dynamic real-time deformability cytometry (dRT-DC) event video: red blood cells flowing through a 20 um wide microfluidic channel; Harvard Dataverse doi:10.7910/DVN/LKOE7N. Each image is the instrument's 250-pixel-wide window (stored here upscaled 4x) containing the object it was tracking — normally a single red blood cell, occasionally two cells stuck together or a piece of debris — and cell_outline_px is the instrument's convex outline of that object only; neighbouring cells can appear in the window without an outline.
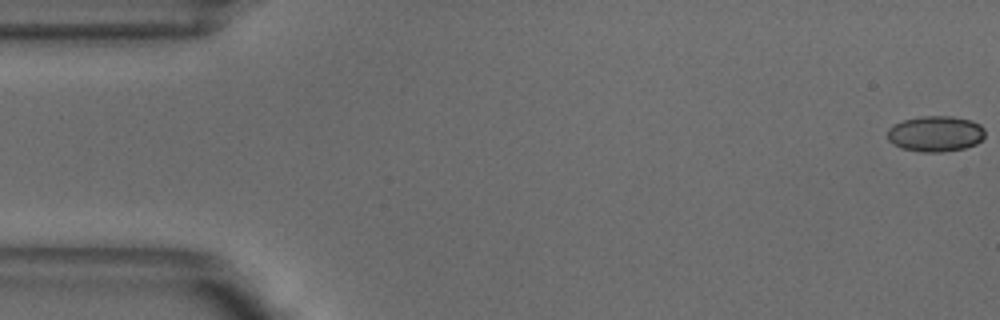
{"species": "common noctule bat (a hibernating species)", "species_latin": "Nyctalus noctula", "temperature_condition": "warm", "stored_images_in_passage": 52, "camera_frame_rate_fps": 3000, "um_per_image_px": 0.085, "animal": {"sex": "male", "body_mass_g": 18.8}, "frame": {"image": 1, "passage_image": 1, "time_ms": 0.0, "image_size_px": [1000, 320], "cell_outline_px": [[984, 136], [976, 144], [964, 148], [940, 152], [920, 152], [900, 148], [888, 140], [888, 128], [892, 124], [904, 120], [920, 116], [952, 116], [972, 120], [980, 124], [984, 128]], "centroid_in_image_um": [79.5, 11.36], "position_along_channel_um": 5.5, "area_um2": 20.46}}
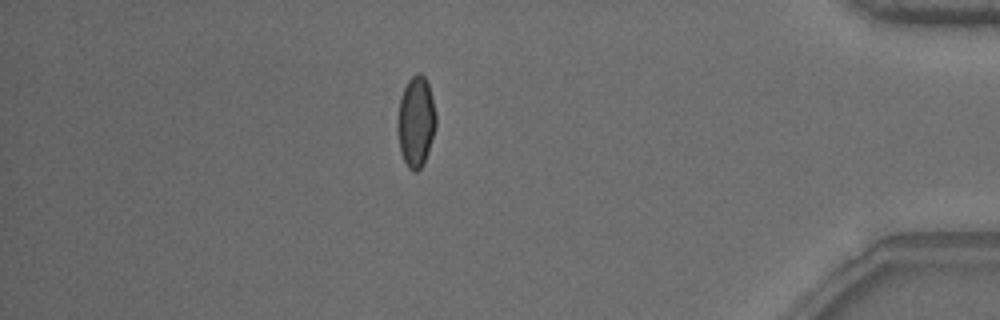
{"frame": {"image": 2, "passage_image": 45, "time_ms": 14.667, "image_size_px": [1000, 320], "cell_outline_px": [[436, 124], [428, 152], [424, 164], [416, 172], [412, 172], [408, 168], [400, 152], [396, 128], [396, 120], [400, 96], [408, 80], [416, 72], [420, 72], [424, 76], [428, 84], [436, 116]], "centroid_in_image_um": [35.32, 10.35], "position_along_channel_um": 399.9, "area_um2": 20.52}}
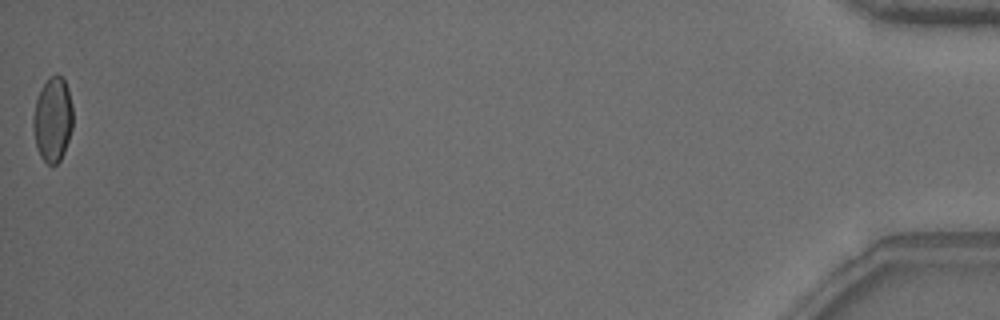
{"frame": {"image": 3, "passage_image": 52, "time_ms": 17.0, "image_size_px": [1000, 320], "cell_outline_px": [[72, 128], [64, 152], [60, 160], [56, 164], [48, 164], [40, 156], [36, 144], [32, 128], [32, 116], [36, 100], [44, 84], [56, 72], [64, 80], [68, 88], [72, 104]], "centroid_in_image_um": [4.47, 10.16], "position_along_channel_um": 430.7, "area_um2": 19.48}, "authors_computed_cell_mechanics": {"area_um2": 20.1722, "velocity_mm_per_s": 3.8796, "shape_relaxation_time_tau1_ms": 6.8664, "shape_relaxation_time_tau2_ms": null, "deformation_change_tau1": 0.1477, "deformation_change_tau2": null}}